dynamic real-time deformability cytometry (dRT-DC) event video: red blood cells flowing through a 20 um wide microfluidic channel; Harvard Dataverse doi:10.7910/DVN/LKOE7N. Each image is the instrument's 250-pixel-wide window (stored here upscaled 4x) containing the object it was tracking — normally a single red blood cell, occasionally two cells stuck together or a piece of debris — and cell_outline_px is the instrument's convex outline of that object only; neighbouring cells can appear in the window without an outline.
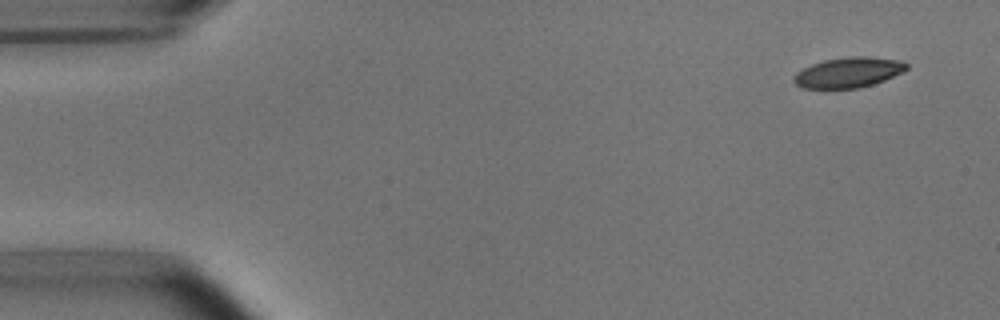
{"species": "common noctule bat (a hibernating species)", "species_latin": "Nyctalus noctula", "temperature_condition": "room temperature", "stored_images_in_passage": 5, "camera_frame_rate_fps": 3000, "um_per_image_px": 0.085, "animal": {"sex": "male", "body_mass_g": 15.6}, "frame": {"image": 1, "passage_image": 1, "time_ms": 0.0, "image_size_px": [1000, 320], "cell_outline_px": [[908, 68], [904, 72], [884, 80], [860, 88], [804, 88], [796, 84], [792, 80], [796, 72], [812, 64], [824, 60], [848, 56], [868, 56], [900, 60], [908, 64]], "centroid_in_image_um": [72.14, 6.15], "position_along_channel_um": 12.9, "area_um2": 19.94}}
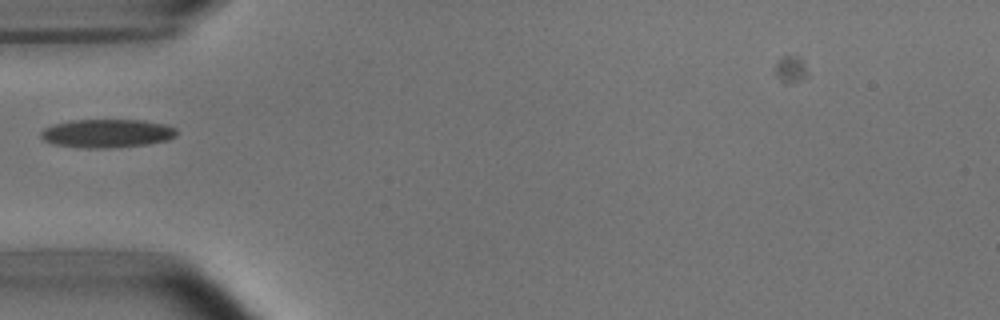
{"frame": {"image": 2, "passage_image": 5, "time_ms": 4.667, "image_size_px": [1000, 320], "cell_outline_px": [[176, 136], [168, 140], [148, 144], [112, 148], [84, 148], [52, 144], [44, 140], [40, 136], [40, 132], [44, 128], [56, 124], [72, 120], [140, 120], [164, 124], [176, 128]], "centroid_in_image_um": [9.09, 11.34], "position_along_channel_um": 75.9, "area_um2": 22.54}}